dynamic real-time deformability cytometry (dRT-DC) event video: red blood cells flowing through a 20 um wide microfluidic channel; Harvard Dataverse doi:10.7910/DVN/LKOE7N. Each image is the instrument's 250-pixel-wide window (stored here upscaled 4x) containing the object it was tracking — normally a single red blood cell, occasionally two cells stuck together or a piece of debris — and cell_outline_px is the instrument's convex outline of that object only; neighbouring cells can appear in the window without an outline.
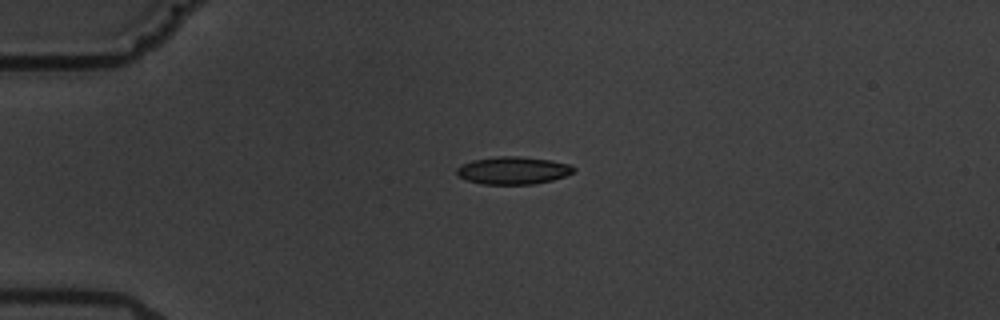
{"species": "common noctule bat (a hibernating species)", "species_latin": "Nyctalus noctula", "temperature_condition": "warm", "stored_images_in_passage": 2, "camera_frame_rate_fps": 3000, "um_per_image_px": 0.085, "animal": {"sex": "male", "body_mass_g": 19.5, "forearm_length_mm": 54.6}, "frame": {"image": 1, "passage_image": 1, "time_ms": 0.0, "image_size_px": [1000, 320], "cell_outline_px": [[576, 168], [572, 172], [564, 176], [552, 180], [532, 184], [480, 184], [468, 180], [460, 176], [456, 172], [456, 168], [460, 164], [472, 160], [500, 156], [516, 156], [552, 160], [572, 164]], "centroid_in_image_um": [43.61, 14.48], "position_along_channel_um": 41.4, "area_um2": 18.79}}